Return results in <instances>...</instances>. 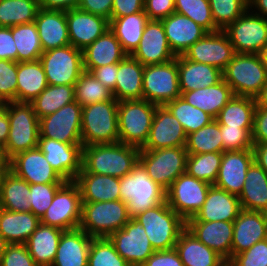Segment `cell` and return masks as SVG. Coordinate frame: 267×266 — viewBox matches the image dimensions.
I'll list each match as a JSON object with an SVG mask.
<instances>
[{
	"mask_svg": "<svg viewBox=\"0 0 267 266\" xmlns=\"http://www.w3.org/2000/svg\"><path fill=\"white\" fill-rule=\"evenodd\" d=\"M142 87L143 99L157 106L181 97L177 56L165 63L145 65Z\"/></svg>",
	"mask_w": 267,
	"mask_h": 266,
	"instance_id": "cell-10",
	"label": "cell"
},
{
	"mask_svg": "<svg viewBox=\"0 0 267 266\" xmlns=\"http://www.w3.org/2000/svg\"><path fill=\"white\" fill-rule=\"evenodd\" d=\"M127 203L122 200L82 202L79 228L93 238L109 237L130 220Z\"/></svg>",
	"mask_w": 267,
	"mask_h": 266,
	"instance_id": "cell-7",
	"label": "cell"
},
{
	"mask_svg": "<svg viewBox=\"0 0 267 266\" xmlns=\"http://www.w3.org/2000/svg\"><path fill=\"white\" fill-rule=\"evenodd\" d=\"M7 245H8L7 241L0 234V259L5 252Z\"/></svg>",
	"mask_w": 267,
	"mask_h": 266,
	"instance_id": "cell-70",
	"label": "cell"
},
{
	"mask_svg": "<svg viewBox=\"0 0 267 266\" xmlns=\"http://www.w3.org/2000/svg\"><path fill=\"white\" fill-rule=\"evenodd\" d=\"M267 239V213L242 209L233 221L231 258Z\"/></svg>",
	"mask_w": 267,
	"mask_h": 266,
	"instance_id": "cell-24",
	"label": "cell"
},
{
	"mask_svg": "<svg viewBox=\"0 0 267 266\" xmlns=\"http://www.w3.org/2000/svg\"><path fill=\"white\" fill-rule=\"evenodd\" d=\"M113 7V0H80L78 8L85 12L92 13L106 18L110 21Z\"/></svg>",
	"mask_w": 267,
	"mask_h": 266,
	"instance_id": "cell-61",
	"label": "cell"
},
{
	"mask_svg": "<svg viewBox=\"0 0 267 266\" xmlns=\"http://www.w3.org/2000/svg\"><path fill=\"white\" fill-rule=\"evenodd\" d=\"M149 18L145 11L111 18L109 29L115 34L123 50L131 55L138 47Z\"/></svg>",
	"mask_w": 267,
	"mask_h": 266,
	"instance_id": "cell-40",
	"label": "cell"
},
{
	"mask_svg": "<svg viewBox=\"0 0 267 266\" xmlns=\"http://www.w3.org/2000/svg\"><path fill=\"white\" fill-rule=\"evenodd\" d=\"M17 102V62L0 59V102Z\"/></svg>",
	"mask_w": 267,
	"mask_h": 266,
	"instance_id": "cell-54",
	"label": "cell"
},
{
	"mask_svg": "<svg viewBox=\"0 0 267 266\" xmlns=\"http://www.w3.org/2000/svg\"><path fill=\"white\" fill-rule=\"evenodd\" d=\"M75 182L82 202H103L120 199V178L95 173H78Z\"/></svg>",
	"mask_w": 267,
	"mask_h": 266,
	"instance_id": "cell-33",
	"label": "cell"
},
{
	"mask_svg": "<svg viewBox=\"0 0 267 266\" xmlns=\"http://www.w3.org/2000/svg\"><path fill=\"white\" fill-rule=\"evenodd\" d=\"M242 210L237 195L214 185L209 188L206 200L197 214L187 221H226L233 222Z\"/></svg>",
	"mask_w": 267,
	"mask_h": 266,
	"instance_id": "cell-27",
	"label": "cell"
},
{
	"mask_svg": "<svg viewBox=\"0 0 267 266\" xmlns=\"http://www.w3.org/2000/svg\"><path fill=\"white\" fill-rule=\"evenodd\" d=\"M10 131L9 117L6 110V103L0 104V146L5 147Z\"/></svg>",
	"mask_w": 267,
	"mask_h": 266,
	"instance_id": "cell-66",
	"label": "cell"
},
{
	"mask_svg": "<svg viewBox=\"0 0 267 266\" xmlns=\"http://www.w3.org/2000/svg\"><path fill=\"white\" fill-rule=\"evenodd\" d=\"M6 110L9 117L10 131L3 150L9 161L18 153L38 147L40 131L39 118L31 103L7 102Z\"/></svg>",
	"mask_w": 267,
	"mask_h": 266,
	"instance_id": "cell-4",
	"label": "cell"
},
{
	"mask_svg": "<svg viewBox=\"0 0 267 266\" xmlns=\"http://www.w3.org/2000/svg\"><path fill=\"white\" fill-rule=\"evenodd\" d=\"M39 60L48 85H75L84 72L83 51L71 44L45 51Z\"/></svg>",
	"mask_w": 267,
	"mask_h": 266,
	"instance_id": "cell-13",
	"label": "cell"
},
{
	"mask_svg": "<svg viewBox=\"0 0 267 266\" xmlns=\"http://www.w3.org/2000/svg\"><path fill=\"white\" fill-rule=\"evenodd\" d=\"M144 65L131 55H127L118 63L116 86L113 97L117 101L143 99Z\"/></svg>",
	"mask_w": 267,
	"mask_h": 266,
	"instance_id": "cell-32",
	"label": "cell"
},
{
	"mask_svg": "<svg viewBox=\"0 0 267 266\" xmlns=\"http://www.w3.org/2000/svg\"><path fill=\"white\" fill-rule=\"evenodd\" d=\"M223 152L188 154L186 172L190 175L214 185L217 180Z\"/></svg>",
	"mask_w": 267,
	"mask_h": 266,
	"instance_id": "cell-49",
	"label": "cell"
},
{
	"mask_svg": "<svg viewBox=\"0 0 267 266\" xmlns=\"http://www.w3.org/2000/svg\"><path fill=\"white\" fill-rule=\"evenodd\" d=\"M92 238L80 228L64 231L51 266H87Z\"/></svg>",
	"mask_w": 267,
	"mask_h": 266,
	"instance_id": "cell-29",
	"label": "cell"
},
{
	"mask_svg": "<svg viewBox=\"0 0 267 266\" xmlns=\"http://www.w3.org/2000/svg\"><path fill=\"white\" fill-rule=\"evenodd\" d=\"M66 21L70 44L84 50L110 27V21L104 17L73 8L66 11Z\"/></svg>",
	"mask_w": 267,
	"mask_h": 266,
	"instance_id": "cell-21",
	"label": "cell"
},
{
	"mask_svg": "<svg viewBox=\"0 0 267 266\" xmlns=\"http://www.w3.org/2000/svg\"><path fill=\"white\" fill-rule=\"evenodd\" d=\"M39 0H0V27L34 22Z\"/></svg>",
	"mask_w": 267,
	"mask_h": 266,
	"instance_id": "cell-45",
	"label": "cell"
},
{
	"mask_svg": "<svg viewBox=\"0 0 267 266\" xmlns=\"http://www.w3.org/2000/svg\"><path fill=\"white\" fill-rule=\"evenodd\" d=\"M120 200L127 203L131 218L166 200L165 190L152 180L138 162L132 171L120 178Z\"/></svg>",
	"mask_w": 267,
	"mask_h": 266,
	"instance_id": "cell-6",
	"label": "cell"
},
{
	"mask_svg": "<svg viewBox=\"0 0 267 266\" xmlns=\"http://www.w3.org/2000/svg\"><path fill=\"white\" fill-rule=\"evenodd\" d=\"M215 25L224 30L248 9V0H209Z\"/></svg>",
	"mask_w": 267,
	"mask_h": 266,
	"instance_id": "cell-52",
	"label": "cell"
},
{
	"mask_svg": "<svg viewBox=\"0 0 267 266\" xmlns=\"http://www.w3.org/2000/svg\"><path fill=\"white\" fill-rule=\"evenodd\" d=\"M187 134L181 123L164 106H156L146 143L140 150L185 146Z\"/></svg>",
	"mask_w": 267,
	"mask_h": 266,
	"instance_id": "cell-20",
	"label": "cell"
},
{
	"mask_svg": "<svg viewBox=\"0 0 267 266\" xmlns=\"http://www.w3.org/2000/svg\"><path fill=\"white\" fill-rule=\"evenodd\" d=\"M12 36L17 49V62L40 59L43 50L34 22L13 26Z\"/></svg>",
	"mask_w": 267,
	"mask_h": 266,
	"instance_id": "cell-44",
	"label": "cell"
},
{
	"mask_svg": "<svg viewBox=\"0 0 267 266\" xmlns=\"http://www.w3.org/2000/svg\"><path fill=\"white\" fill-rule=\"evenodd\" d=\"M184 266H226L227 262L210 247L200 242L186 228L175 244Z\"/></svg>",
	"mask_w": 267,
	"mask_h": 266,
	"instance_id": "cell-34",
	"label": "cell"
},
{
	"mask_svg": "<svg viewBox=\"0 0 267 266\" xmlns=\"http://www.w3.org/2000/svg\"><path fill=\"white\" fill-rule=\"evenodd\" d=\"M165 106L181 123L187 135L196 132L214 120L208 113L190 105L182 97L168 102Z\"/></svg>",
	"mask_w": 267,
	"mask_h": 266,
	"instance_id": "cell-47",
	"label": "cell"
},
{
	"mask_svg": "<svg viewBox=\"0 0 267 266\" xmlns=\"http://www.w3.org/2000/svg\"><path fill=\"white\" fill-rule=\"evenodd\" d=\"M80 0H39V6L43 9L70 10L78 8Z\"/></svg>",
	"mask_w": 267,
	"mask_h": 266,
	"instance_id": "cell-65",
	"label": "cell"
},
{
	"mask_svg": "<svg viewBox=\"0 0 267 266\" xmlns=\"http://www.w3.org/2000/svg\"><path fill=\"white\" fill-rule=\"evenodd\" d=\"M82 51L83 68L86 72L100 66L119 63L128 55L110 29Z\"/></svg>",
	"mask_w": 267,
	"mask_h": 266,
	"instance_id": "cell-30",
	"label": "cell"
},
{
	"mask_svg": "<svg viewBox=\"0 0 267 266\" xmlns=\"http://www.w3.org/2000/svg\"><path fill=\"white\" fill-rule=\"evenodd\" d=\"M228 266H267V239L258 241L249 249L234 255Z\"/></svg>",
	"mask_w": 267,
	"mask_h": 266,
	"instance_id": "cell-56",
	"label": "cell"
},
{
	"mask_svg": "<svg viewBox=\"0 0 267 266\" xmlns=\"http://www.w3.org/2000/svg\"><path fill=\"white\" fill-rule=\"evenodd\" d=\"M116 251L130 266H142L155 252L150 244L144 227L135 218L109 237Z\"/></svg>",
	"mask_w": 267,
	"mask_h": 266,
	"instance_id": "cell-16",
	"label": "cell"
},
{
	"mask_svg": "<svg viewBox=\"0 0 267 266\" xmlns=\"http://www.w3.org/2000/svg\"><path fill=\"white\" fill-rule=\"evenodd\" d=\"M64 231L39 224L25 243L37 266H51L56 257L60 237Z\"/></svg>",
	"mask_w": 267,
	"mask_h": 266,
	"instance_id": "cell-37",
	"label": "cell"
},
{
	"mask_svg": "<svg viewBox=\"0 0 267 266\" xmlns=\"http://www.w3.org/2000/svg\"><path fill=\"white\" fill-rule=\"evenodd\" d=\"M223 152L252 149L253 128L229 127L220 125Z\"/></svg>",
	"mask_w": 267,
	"mask_h": 266,
	"instance_id": "cell-55",
	"label": "cell"
},
{
	"mask_svg": "<svg viewBox=\"0 0 267 266\" xmlns=\"http://www.w3.org/2000/svg\"><path fill=\"white\" fill-rule=\"evenodd\" d=\"M247 9L223 31L236 53L262 54L267 50V18Z\"/></svg>",
	"mask_w": 267,
	"mask_h": 266,
	"instance_id": "cell-12",
	"label": "cell"
},
{
	"mask_svg": "<svg viewBox=\"0 0 267 266\" xmlns=\"http://www.w3.org/2000/svg\"><path fill=\"white\" fill-rule=\"evenodd\" d=\"M40 224L31 211L13 212L0 208V234L8 244H25Z\"/></svg>",
	"mask_w": 267,
	"mask_h": 266,
	"instance_id": "cell-36",
	"label": "cell"
},
{
	"mask_svg": "<svg viewBox=\"0 0 267 266\" xmlns=\"http://www.w3.org/2000/svg\"><path fill=\"white\" fill-rule=\"evenodd\" d=\"M256 107L267 109V83L255 97Z\"/></svg>",
	"mask_w": 267,
	"mask_h": 266,
	"instance_id": "cell-69",
	"label": "cell"
},
{
	"mask_svg": "<svg viewBox=\"0 0 267 266\" xmlns=\"http://www.w3.org/2000/svg\"><path fill=\"white\" fill-rule=\"evenodd\" d=\"M81 140L82 146L119 142L117 100L82 107Z\"/></svg>",
	"mask_w": 267,
	"mask_h": 266,
	"instance_id": "cell-3",
	"label": "cell"
},
{
	"mask_svg": "<svg viewBox=\"0 0 267 266\" xmlns=\"http://www.w3.org/2000/svg\"><path fill=\"white\" fill-rule=\"evenodd\" d=\"M258 10L254 14L267 18V0H248V9Z\"/></svg>",
	"mask_w": 267,
	"mask_h": 266,
	"instance_id": "cell-68",
	"label": "cell"
},
{
	"mask_svg": "<svg viewBox=\"0 0 267 266\" xmlns=\"http://www.w3.org/2000/svg\"><path fill=\"white\" fill-rule=\"evenodd\" d=\"M30 184L9 169L0 184V208L13 212H29Z\"/></svg>",
	"mask_w": 267,
	"mask_h": 266,
	"instance_id": "cell-41",
	"label": "cell"
},
{
	"mask_svg": "<svg viewBox=\"0 0 267 266\" xmlns=\"http://www.w3.org/2000/svg\"><path fill=\"white\" fill-rule=\"evenodd\" d=\"M74 95L75 101L82 107L107 100H116L110 89L105 87L90 72L86 71L80 75V78L75 83Z\"/></svg>",
	"mask_w": 267,
	"mask_h": 266,
	"instance_id": "cell-48",
	"label": "cell"
},
{
	"mask_svg": "<svg viewBox=\"0 0 267 266\" xmlns=\"http://www.w3.org/2000/svg\"><path fill=\"white\" fill-rule=\"evenodd\" d=\"M185 149L188 154L223 152L219 123L214 119L196 132L188 134Z\"/></svg>",
	"mask_w": 267,
	"mask_h": 266,
	"instance_id": "cell-46",
	"label": "cell"
},
{
	"mask_svg": "<svg viewBox=\"0 0 267 266\" xmlns=\"http://www.w3.org/2000/svg\"><path fill=\"white\" fill-rule=\"evenodd\" d=\"M0 266H37L26 244H8L0 259Z\"/></svg>",
	"mask_w": 267,
	"mask_h": 266,
	"instance_id": "cell-57",
	"label": "cell"
},
{
	"mask_svg": "<svg viewBox=\"0 0 267 266\" xmlns=\"http://www.w3.org/2000/svg\"><path fill=\"white\" fill-rule=\"evenodd\" d=\"M144 227L155 251L175 248L186 222L169 207L166 200L134 217Z\"/></svg>",
	"mask_w": 267,
	"mask_h": 266,
	"instance_id": "cell-5",
	"label": "cell"
},
{
	"mask_svg": "<svg viewBox=\"0 0 267 266\" xmlns=\"http://www.w3.org/2000/svg\"><path fill=\"white\" fill-rule=\"evenodd\" d=\"M253 161L252 149L224 151L214 186L239 196L244 186L247 170Z\"/></svg>",
	"mask_w": 267,
	"mask_h": 266,
	"instance_id": "cell-23",
	"label": "cell"
},
{
	"mask_svg": "<svg viewBox=\"0 0 267 266\" xmlns=\"http://www.w3.org/2000/svg\"><path fill=\"white\" fill-rule=\"evenodd\" d=\"M82 147L56 139L39 138L38 141V148L44 153L46 160L65 181H75L81 171Z\"/></svg>",
	"mask_w": 267,
	"mask_h": 266,
	"instance_id": "cell-19",
	"label": "cell"
},
{
	"mask_svg": "<svg viewBox=\"0 0 267 266\" xmlns=\"http://www.w3.org/2000/svg\"><path fill=\"white\" fill-rule=\"evenodd\" d=\"M223 80L235 95L255 98L267 83L263 55L236 53L223 70Z\"/></svg>",
	"mask_w": 267,
	"mask_h": 266,
	"instance_id": "cell-2",
	"label": "cell"
},
{
	"mask_svg": "<svg viewBox=\"0 0 267 266\" xmlns=\"http://www.w3.org/2000/svg\"><path fill=\"white\" fill-rule=\"evenodd\" d=\"M236 54L228 35L223 30L208 32L196 41L183 56L197 63H204L224 70Z\"/></svg>",
	"mask_w": 267,
	"mask_h": 266,
	"instance_id": "cell-17",
	"label": "cell"
},
{
	"mask_svg": "<svg viewBox=\"0 0 267 266\" xmlns=\"http://www.w3.org/2000/svg\"><path fill=\"white\" fill-rule=\"evenodd\" d=\"M253 143L267 142V109L256 107L254 113L253 130H252Z\"/></svg>",
	"mask_w": 267,
	"mask_h": 266,
	"instance_id": "cell-62",
	"label": "cell"
},
{
	"mask_svg": "<svg viewBox=\"0 0 267 266\" xmlns=\"http://www.w3.org/2000/svg\"><path fill=\"white\" fill-rule=\"evenodd\" d=\"M267 68V50L262 53Z\"/></svg>",
	"mask_w": 267,
	"mask_h": 266,
	"instance_id": "cell-73",
	"label": "cell"
},
{
	"mask_svg": "<svg viewBox=\"0 0 267 266\" xmlns=\"http://www.w3.org/2000/svg\"><path fill=\"white\" fill-rule=\"evenodd\" d=\"M211 186L185 172L165 191L166 202L186 222L203 206Z\"/></svg>",
	"mask_w": 267,
	"mask_h": 266,
	"instance_id": "cell-14",
	"label": "cell"
},
{
	"mask_svg": "<svg viewBox=\"0 0 267 266\" xmlns=\"http://www.w3.org/2000/svg\"><path fill=\"white\" fill-rule=\"evenodd\" d=\"M144 11L149 20H162L175 12L174 0H144Z\"/></svg>",
	"mask_w": 267,
	"mask_h": 266,
	"instance_id": "cell-58",
	"label": "cell"
},
{
	"mask_svg": "<svg viewBox=\"0 0 267 266\" xmlns=\"http://www.w3.org/2000/svg\"><path fill=\"white\" fill-rule=\"evenodd\" d=\"M255 109V98L234 95L221 109L215 120L219 125L253 128Z\"/></svg>",
	"mask_w": 267,
	"mask_h": 266,
	"instance_id": "cell-42",
	"label": "cell"
},
{
	"mask_svg": "<svg viewBox=\"0 0 267 266\" xmlns=\"http://www.w3.org/2000/svg\"><path fill=\"white\" fill-rule=\"evenodd\" d=\"M186 229L226 262L231 259L233 222L186 221Z\"/></svg>",
	"mask_w": 267,
	"mask_h": 266,
	"instance_id": "cell-25",
	"label": "cell"
},
{
	"mask_svg": "<svg viewBox=\"0 0 267 266\" xmlns=\"http://www.w3.org/2000/svg\"><path fill=\"white\" fill-rule=\"evenodd\" d=\"M34 23L43 52L70 44L66 11L39 8Z\"/></svg>",
	"mask_w": 267,
	"mask_h": 266,
	"instance_id": "cell-28",
	"label": "cell"
},
{
	"mask_svg": "<svg viewBox=\"0 0 267 266\" xmlns=\"http://www.w3.org/2000/svg\"><path fill=\"white\" fill-rule=\"evenodd\" d=\"M8 169L29 184L65 183L38 148L18 153L8 161Z\"/></svg>",
	"mask_w": 267,
	"mask_h": 266,
	"instance_id": "cell-18",
	"label": "cell"
},
{
	"mask_svg": "<svg viewBox=\"0 0 267 266\" xmlns=\"http://www.w3.org/2000/svg\"><path fill=\"white\" fill-rule=\"evenodd\" d=\"M188 152L185 146L140 150L138 162L148 176L165 191L186 172Z\"/></svg>",
	"mask_w": 267,
	"mask_h": 266,
	"instance_id": "cell-9",
	"label": "cell"
},
{
	"mask_svg": "<svg viewBox=\"0 0 267 266\" xmlns=\"http://www.w3.org/2000/svg\"><path fill=\"white\" fill-rule=\"evenodd\" d=\"M156 106L145 99L118 101L119 142L141 148L148 139Z\"/></svg>",
	"mask_w": 267,
	"mask_h": 266,
	"instance_id": "cell-8",
	"label": "cell"
},
{
	"mask_svg": "<svg viewBox=\"0 0 267 266\" xmlns=\"http://www.w3.org/2000/svg\"><path fill=\"white\" fill-rule=\"evenodd\" d=\"M142 65L161 64L176 56L170 49L161 20H149L140 43L131 54Z\"/></svg>",
	"mask_w": 267,
	"mask_h": 266,
	"instance_id": "cell-22",
	"label": "cell"
},
{
	"mask_svg": "<svg viewBox=\"0 0 267 266\" xmlns=\"http://www.w3.org/2000/svg\"><path fill=\"white\" fill-rule=\"evenodd\" d=\"M180 92L196 90L217 84L223 79V71L204 63H197L177 56Z\"/></svg>",
	"mask_w": 267,
	"mask_h": 266,
	"instance_id": "cell-31",
	"label": "cell"
},
{
	"mask_svg": "<svg viewBox=\"0 0 267 266\" xmlns=\"http://www.w3.org/2000/svg\"><path fill=\"white\" fill-rule=\"evenodd\" d=\"M82 218V198L78 184L66 181L56 192L40 223L63 231L79 228Z\"/></svg>",
	"mask_w": 267,
	"mask_h": 266,
	"instance_id": "cell-11",
	"label": "cell"
},
{
	"mask_svg": "<svg viewBox=\"0 0 267 266\" xmlns=\"http://www.w3.org/2000/svg\"><path fill=\"white\" fill-rule=\"evenodd\" d=\"M0 166H8V160L5 157L4 150L0 146Z\"/></svg>",
	"mask_w": 267,
	"mask_h": 266,
	"instance_id": "cell-71",
	"label": "cell"
},
{
	"mask_svg": "<svg viewBox=\"0 0 267 266\" xmlns=\"http://www.w3.org/2000/svg\"><path fill=\"white\" fill-rule=\"evenodd\" d=\"M87 266H130L108 237L92 238Z\"/></svg>",
	"mask_w": 267,
	"mask_h": 266,
	"instance_id": "cell-51",
	"label": "cell"
},
{
	"mask_svg": "<svg viewBox=\"0 0 267 266\" xmlns=\"http://www.w3.org/2000/svg\"><path fill=\"white\" fill-rule=\"evenodd\" d=\"M238 198L242 209L267 213V173L255 161L247 170Z\"/></svg>",
	"mask_w": 267,
	"mask_h": 266,
	"instance_id": "cell-38",
	"label": "cell"
},
{
	"mask_svg": "<svg viewBox=\"0 0 267 266\" xmlns=\"http://www.w3.org/2000/svg\"><path fill=\"white\" fill-rule=\"evenodd\" d=\"M254 161L267 173V142L253 143Z\"/></svg>",
	"mask_w": 267,
	"mask_h": 266,
	"instance_id": "cell-67",
	"label": "cell"
},
{
	"mask_svg": "<svg viewBox=\"0 0 267 266\" xmlns=\"http://www.w3.org/2000/svg\"><path fill=\"white\" fill-rule=\"evenodd\" d=\"M0 59L17 62V49L12 27H0Z\"/></svg>",
	"mask_w": 267,
	"mask_h": 266,
	"instance_id": "cell-60",
	"label": "cell"
},
{
	"mask_svg": "<svg viewBox=\"0 0 267 266\" xmlns=\"http://www.w3.org/2000/svg\"><path fill=\"white\" fill-rule=\"evenodd\" d=\"M75 101L74 85H48L33 101L34 112L43 118Z\"/></svg>",
	"mask_w": 267,
	"mask_h": 266,
	"instance_id": "cell-43",
	"label": "cell"
},
{
	"mask_svg": "<svg viewBox=\"0 0 267 266\" xmlns=\"http://www.w3.org/2000/svg\"><path fill=\"white\" fill-rule=\"evenodd\" d=\"M47 86L40 60L17 62V102L30 103Z\"/></svg>",
	"mask_w": 267,
	"mask_h": 266,
	"instance_id": "cell-39",
	"label": "cell"
},
{
	"mask_svg": "<svg viewBox=\"0 0 267 266\" xmlns=\"http://www.w3.org/2000/svg\"><path fill=\"white\" fill-rule=\"evenodd\" d=\"M140 148L123 144H95L82 147V169L79 173H95L122 178L138 163Z\"/></svg>",
	"mask_w": 267,
	"mask_h": 266,
	"instance_id": "cell-1",
	"label": "cell"
},
{
	"mask_svg": "<svg viewBox=\"0 0 267 266\" xmlns=\"http://www.w3.org/2000/svg\"><path fill=\"white\" fill-rule=\"evenodd\" d=\"M175 12L192 19L207 32L220 30L214 23L209 0H174Z\"/></svg>",
	"mask_w": 267,
	"mask_h": 266,
	"instance_id": "cell-50",
	"label": "cell"
},
{
	"mask_svg": "<svg viewBox=\"0 0 267 266\" xmlns=\"http://www.w3.org/2000/svg\"><path fill=\"white\" fill-rule=\"evenodd\" d=\"M142 266H184L175 248L155 251Z\"/></svg>",
	"mask_w": 267,
	"mask_h": 266,
	"instance_id": "cell-59",
	"label": "cell"
},
{
	"mask_svg": "<svg viewBox=\"0 0 267 266\" xmlns=\"http://www.w3.org/2000/svg\"><path fill=\"white\" fill-rule=\"evenodd\" d=\"M8 170V166H0V184L4 173Z\"/></svg>",
	"mask_w": 267,
	"mask_h": 266,
	"instance_id": "cell-72",
	"label": "cell"
},
{
	"mask_svg": "<svg viewBox=\"0 0 267 266\" xmlns=\"http://www.w3.org/2000/svg\"><path fill=\"white\" fill-rule=\"evenodd\" d=\"M81 118L82 106L73 101L53 114L39 119V138L56 139L63 143L82 145Z\"/></svg>",
	"mask_w": 267,
	"mask_h": 266,
	"instance_id": "cell-15",
	"label": "cell"
},
{
	"mask_svg": "<svg viewBox=\"0 0 267 266\" xmlns=\"http://www.w3.org/2000/svg\"><path fill=\"white\" fill-rule=\"evenodd\" d=\"M64 183L30 184L29 203L30 211L39 219L51 205L57 190Z\"/></svg>",
	"mask_w": 267,
	"mask_h": 266,
	"instance_id": "cell-53",
	"label": "cell"
},
{
	"mask_svg": "<svg viewBox=\"0 0 267 266\" xmlns=\"http://www.w3.org/2000/svg\"><path fill=\"white\" fill-rule=\"evenodd\" d=\"M168 45L175 56L183 55L208 32L187 16L174 12L161 20Z\"/></svg>",
	"mask_w": 267,
	"mask_h": 266,
	"instance_id": "cell-26",
	"label": "cell"
},
{
	"mask_svg": "<svg viewBox=\"0 0 267 266\" xmlns=\"http://www.w3.org/2000/svg\"><path fill=\"white\" fill-rule=\"evenodd\" d=\"M144 11V0H113L111 18Z\"/></svg>",
	"mask_w": 267,
	"mask_h": 266,
	"instance_id": "cell-63",
	"label": "cell"
},
{
	"mask_svg": "<svg viewBox=\"0 0 267 266\" xmlns=\"http://www.w3.org/2000/svg\"><path fill=\"white\" fill-rule=\"evenodd\" d=\"M234 95L223 79L215 85L181 93L187 103L208 113L214 119Z\"/></svg>",
	"mask_w": 267,
	"mask_h": 266,
	"instance_id": "cell-35",
	"label": "cell"
},
{
	"mask_svg": "<svg viewBox=\"0 0 267 266\" xmlns=\"http://www.w3.org/2000/svg\"><path fill=\"white\" fill-rule=\"evenodd\" d=\"M89 72L105 87L110 89L112 93L114 92L118 72V63L93 68Z\"/></svg>",
	"mask_w": 267,
	"mask_h": 266,
	"instance_id": "cell-64",
	"label": "cell"
}]
</instances>
